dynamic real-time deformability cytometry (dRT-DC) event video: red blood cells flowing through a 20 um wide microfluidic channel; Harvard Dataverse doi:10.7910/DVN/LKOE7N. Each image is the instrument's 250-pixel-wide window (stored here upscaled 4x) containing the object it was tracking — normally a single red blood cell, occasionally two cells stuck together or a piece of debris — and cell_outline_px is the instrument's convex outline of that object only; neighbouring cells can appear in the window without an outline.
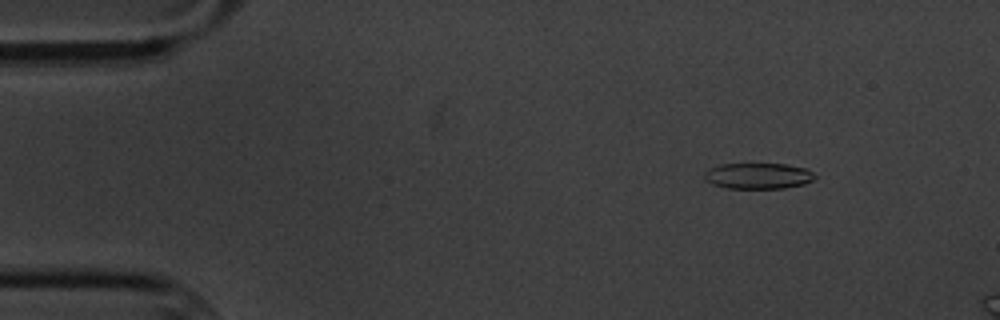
{"species": "common noctule bat (a hibernating species)", "species_latin": "Nyctalus noctula", "temperature_condition": "cold", "stored_images_in_passage": 5, "camera_frame_rate_fps": 3000, "um_per_image_px": 0.085, "animal": {"sex": "male", "body_mass_g": 20.1, "forearm_length_mm": 53.5}, "frame": {"image": 1, "passage_image": 1, "time_ms": 0.0, "image_size_px": [1000, 320], "cell_outline_px": [[816, 176], [812, 180], [804, 184], [784, 188], [728, 188], [712, 184], [704, 180], [704, 172], [708, 168], [720, 164], [784, 164], [804, 168], [812, 172]], "centroid_in_image_um": [64.39, 14.95], "position_along_channel_um": 20.6, "area_um2": 16.65}}
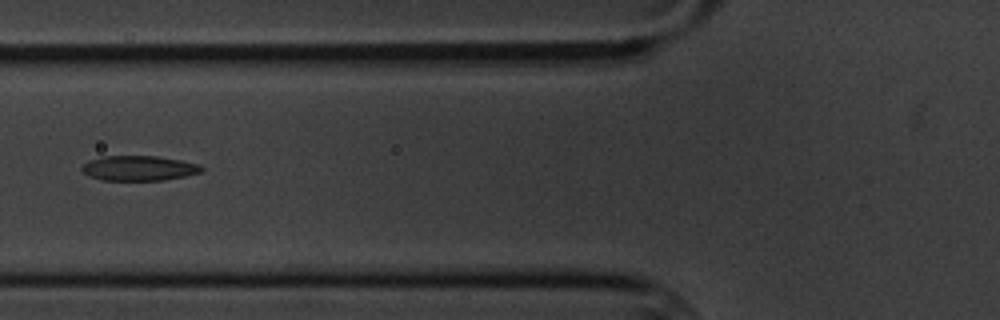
{"frame": {"image": 2, "passage_image": 5, "time_ms": 5.0, "image_size_px": [1000, 320], "cell_outline_px": [[204, 168], [200, 172], [184, 176], [164, 180], [100, 180], [88, 176], [80, 168], [88, 160], [104, 156], [156, 156], [180, 160], [200, 164]], "centroid_in_image_um": [11.78, 14.29], "position_along_channel_um": 114.0, "area_um2": 17.4}}